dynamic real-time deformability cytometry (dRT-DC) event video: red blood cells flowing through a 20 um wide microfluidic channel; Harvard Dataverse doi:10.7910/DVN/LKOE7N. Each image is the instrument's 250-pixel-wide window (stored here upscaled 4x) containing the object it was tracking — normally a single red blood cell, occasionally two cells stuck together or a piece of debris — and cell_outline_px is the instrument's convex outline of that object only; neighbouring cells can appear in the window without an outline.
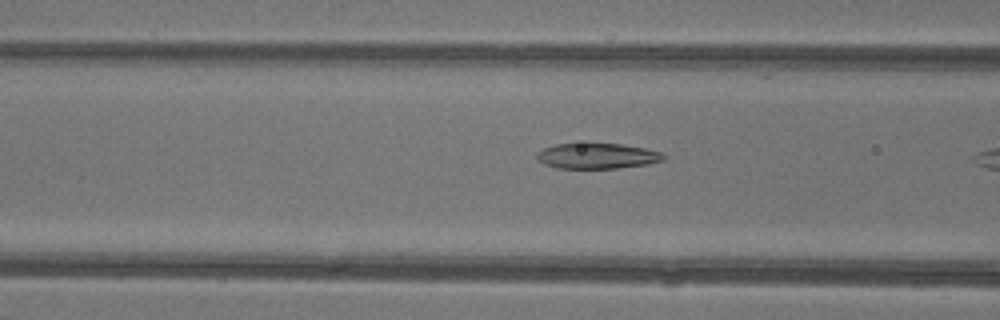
{"species": "common noctule bat (a hibernating species)", "species_latin": "Nyctalus noctula", "temperature_condition": "warm", "stored_images_in_passage": 6, "camera_frame_rate_fps": 3000, "um_per_image_px": 0.085, "animal": {"sex": "female"}, "frame": {"image": 1, "passage_image": 5, "time_ms": 1.333, "image_size_px": [1000, 320], "cell_outline_px": [[668, 156], [664, 160], [648, 164], [616, 168], [556, 168], [544, 164], [536, 160], [536, 152], [544, 148], [556, 144], [620, 144], [644, 148], [664, 152]], "centroid_in_image_um": [50.78, 13.26], "position_along_channel_um": 115.8, "area_um2": 18.9}}